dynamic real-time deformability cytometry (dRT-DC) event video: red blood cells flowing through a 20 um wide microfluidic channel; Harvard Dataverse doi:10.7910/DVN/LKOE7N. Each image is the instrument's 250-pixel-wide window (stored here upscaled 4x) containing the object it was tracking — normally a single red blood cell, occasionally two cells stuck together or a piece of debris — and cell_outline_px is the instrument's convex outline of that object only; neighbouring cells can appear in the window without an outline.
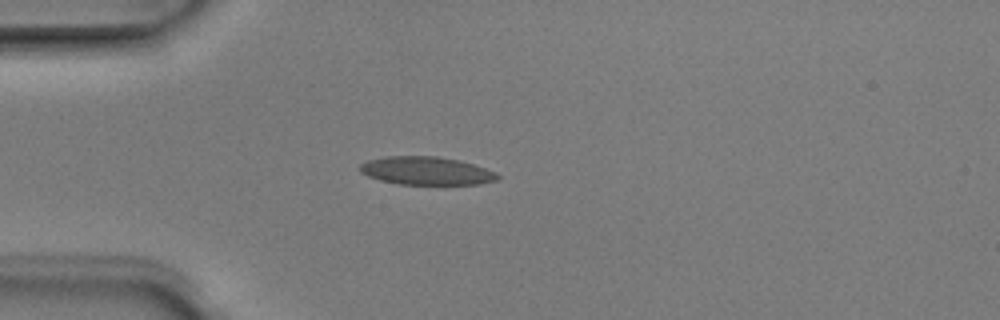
{"species": "Egyptian fruit bat (a non-hibernating species)", "species_latin": "Rousettus aegyptiacus", "temperature_condition": "room temperature", "stored_images_in_passage": 4, "camera_frame_rate_fps": 3000, "um_per_image_px": 0.085, "animal": {"sex": "male"}, "frame": {"image": 1, "passage_image": 4, "time_ms": 1.0, "image_size_px": [1000, 320], "cell_outline_px": [[500, 176], [496, 180], [480, 184], [396, 184], [380, 180], [368, 176], [360, 172], [360, 164], [368, 160], [384, 156], [436, 156], [460, 160], [496, 172]], "centroid_in_image_um": [36.21, 14.51], "position_along_channel_um": 48.8, "area_um2": 22.54}}